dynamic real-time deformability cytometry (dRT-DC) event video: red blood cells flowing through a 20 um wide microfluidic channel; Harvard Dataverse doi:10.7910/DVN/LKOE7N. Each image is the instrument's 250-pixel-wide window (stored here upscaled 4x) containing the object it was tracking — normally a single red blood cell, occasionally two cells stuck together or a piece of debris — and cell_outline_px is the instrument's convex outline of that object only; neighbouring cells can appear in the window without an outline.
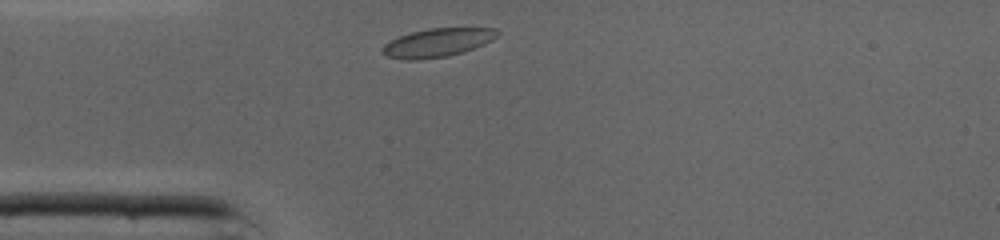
{"species": "common noctule bat (a hibernating species)", "species_latin": "Nyctalus noctula", "temperature_condition": "cold", "stored_images_in_passage": 25, "camera_frame_rate_fps": 3000, "um_per_image_px": 0.085, "animal": {"sex": "male", "body_mass_g": 19.0, "forearm_length_mm": 50.8}, "frame": {"image": 1, "passage_image": 1, "time_ms": 0.0, "image_size_px": [1000, 240], "cell_outline_px": [[500, 32], [492, 40], [484, 44], [464, 52], [448, 56], [420, 60], [404, 60], [384, 56], [380, 52], [380, 48], [384, 44], [400, 36], [412, 32], [428, 28], [496, 28]], "centroid_in_image_um": [37.15, 3.64], "position_along_channel_um": 47.9, "area_um2": 19.31}}
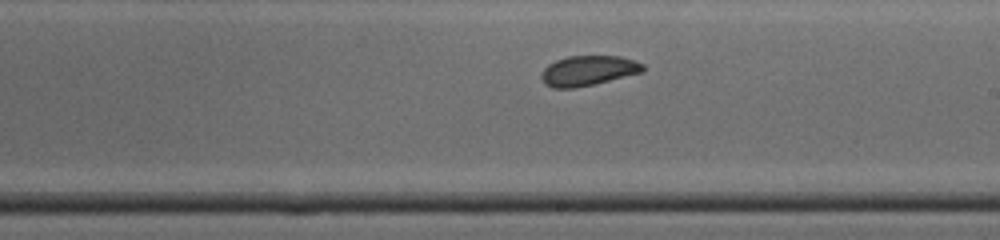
{"frame": {"image": 2, "passage_image": 15, "time_ms": 4.667, "image_size_px": [1000, 240], "cell_outline_px": [[644, 72], [576, 88], [552, 88], [544, 84], [540, 76], [544, 68], [548, 64], [556, 60], [568, 56], [620, 56], [644, 64]], "centroid_in_image_um": [49.97, 6.01], "position_along_channel_um": 239.0, "area_um2": 17.8}}
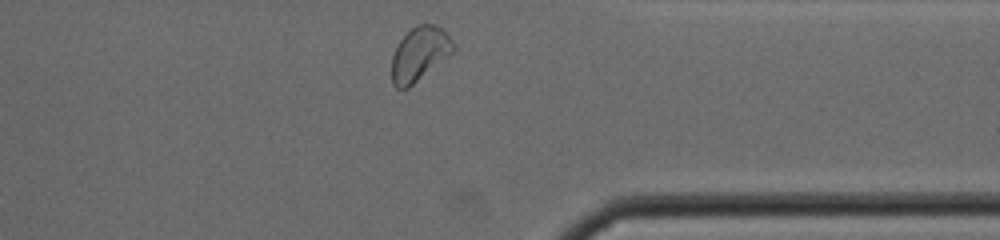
{"frame": {"image": 3, "passage_image": 25, "time_ms": 8.0, "image_size_px": [1000, 240], "cell_outline_px": [[456, 48], [452, 52], [408, 88], [396, 88], [392, 84], [392, 56], [400, 40], [416, 24], [436, 24], [456, 44]], "centroid_in_image_um": [35.65, 4.57], "position_along_channel_um": 375.8, "area_um2": 18.96}, "authors_computed_cell_mechanics": {"area_um2": 17.8602, "velocity_mm_per_s": 4.3105, "shape_relaxation_time_tau1_ms": 7.6845, "shape_relaxation_time_tau2_ms": 0.7617, "deformation_change_tau1": 0.1605, "deformation_change_tau2": 0.0515}}